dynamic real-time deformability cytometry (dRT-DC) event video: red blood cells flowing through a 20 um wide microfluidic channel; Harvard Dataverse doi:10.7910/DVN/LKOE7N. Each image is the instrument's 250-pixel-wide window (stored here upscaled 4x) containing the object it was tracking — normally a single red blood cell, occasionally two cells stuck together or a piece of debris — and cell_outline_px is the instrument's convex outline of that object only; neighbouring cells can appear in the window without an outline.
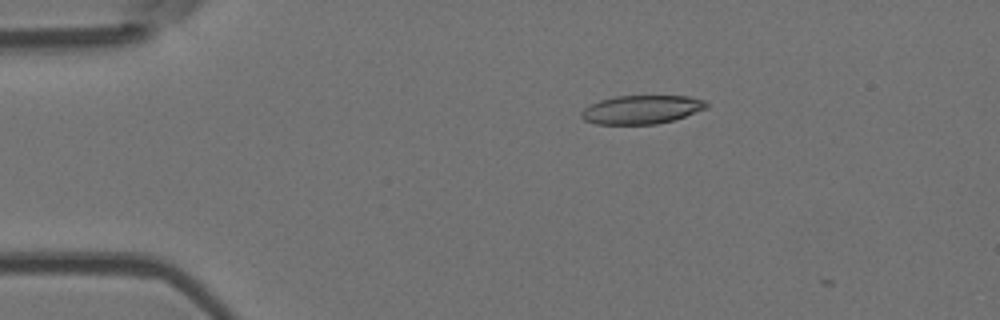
{"species": "Egyptian fruit bat (a non-hibernating species)", "species_latin": "Rousettus aegyptiacus", "temperature_condition": "room temperature", "stored_images_in_passage": 2, "camera_frame_rate_fps": 3000, "um_per_image_px": 0.085, "animal": {"sex": "female"}, "frame": {"image": 1, "passage_image": 1, "time_ms": 0.0, "image_size_px": [1000, 320], "cell_outline_px": [[708, 108], [672, 120], [656, 124], [596, 124], [584, 120], [580, 116], [580, 112], [588, 104], [600, 100], [616, 96], [688, 96], [704, 100], [708, 104]], "centroid_in_image_um": [54.5, 9.31], "position_along_channel_um": 30.5, "area_um2": 20.87}}